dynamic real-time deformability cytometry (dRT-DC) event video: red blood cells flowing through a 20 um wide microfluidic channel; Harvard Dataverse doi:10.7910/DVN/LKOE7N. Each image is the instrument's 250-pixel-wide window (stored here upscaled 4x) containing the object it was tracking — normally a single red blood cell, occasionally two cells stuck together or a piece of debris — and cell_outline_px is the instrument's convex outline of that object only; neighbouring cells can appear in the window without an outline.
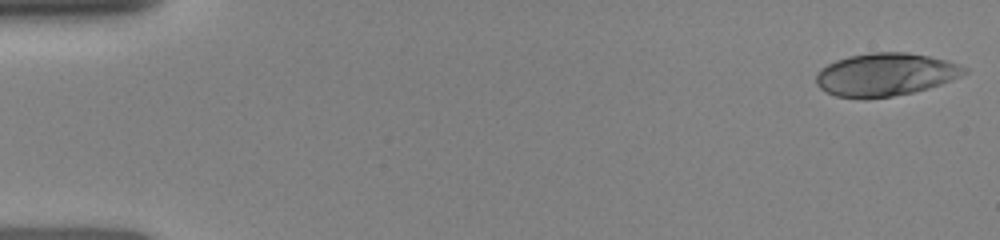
{"species": "human", "species_latin": "Homo sapiens", "temperature_condition": "room temperature", "stored_images_in_passage": 10, "camera_frame_rate_fps": 3000, "um_per_image_px": 0.085, "donor": {"sex": "female"}, "frame": {"image": 1, "passage_image": 1, "time_ms": 0.0, "image_size_px": [1000, 240], "cell_outline_px": [[968, 72], [960, 76], [940, 84], [928, 88], [912, 92], [892, 96], [836, 96], [820, 88], [816, 84], [816, 72], [820, 68], [836, 60], [848, 56], [872, 52], [908, 52], [928, 56], [944, 60], [968, 68]], "centroid_in_image_um": [75.25, 6.3], "position_along_channel_um": 9.8, "area_um2": 36.3}}
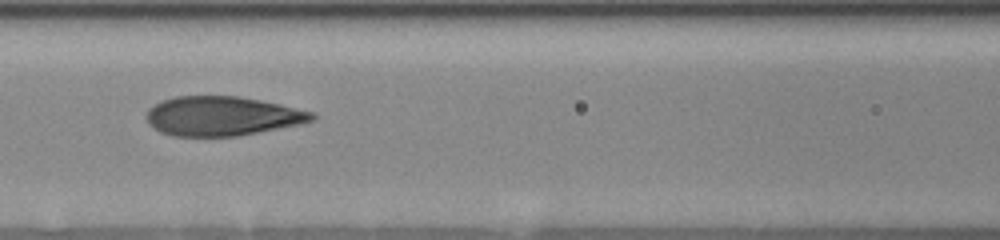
{"frame": {"image": 2, "passage_image": 9, "time_ms": 6.667, "image_size_px": [1000, 240], "cell_outline_px": [[316, 120], [300, 124], [236, 136], [172, 136], [160, 132], [148, 124], [148, 108], [164, 100], [176, 96], [240, 96], [280, 104], [312, 112], [316, 116]], "centroid_in_image_um": [18.89, 9.87], "position_along_channel_um": 147.7, "area_um2": 37.74}}
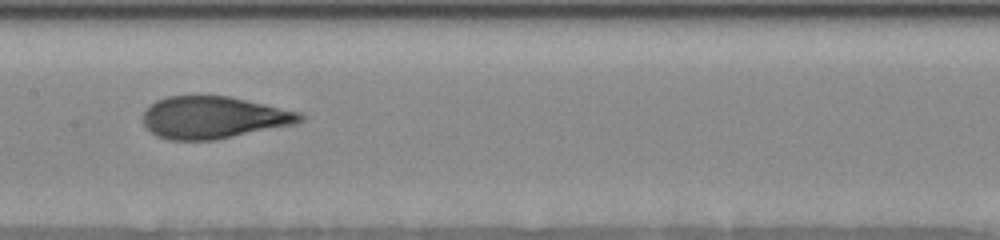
{"frame": {"image": 3, "passage_image": 10, "time_ms": 7.667, "image_size_px": [1000, 240], "cell_outline_px": [[304, 120], [296, 124], [216, 140], [168, 140], [156, 136], [144, 124], [144, 112], [156, 100], [168, 96], [228, 96], [300, 112], [304, 116]], "centroid_in_image_um": [18.17, 10.0], "position_along_channel_um": 189.2, "area_um2": 38.44}}